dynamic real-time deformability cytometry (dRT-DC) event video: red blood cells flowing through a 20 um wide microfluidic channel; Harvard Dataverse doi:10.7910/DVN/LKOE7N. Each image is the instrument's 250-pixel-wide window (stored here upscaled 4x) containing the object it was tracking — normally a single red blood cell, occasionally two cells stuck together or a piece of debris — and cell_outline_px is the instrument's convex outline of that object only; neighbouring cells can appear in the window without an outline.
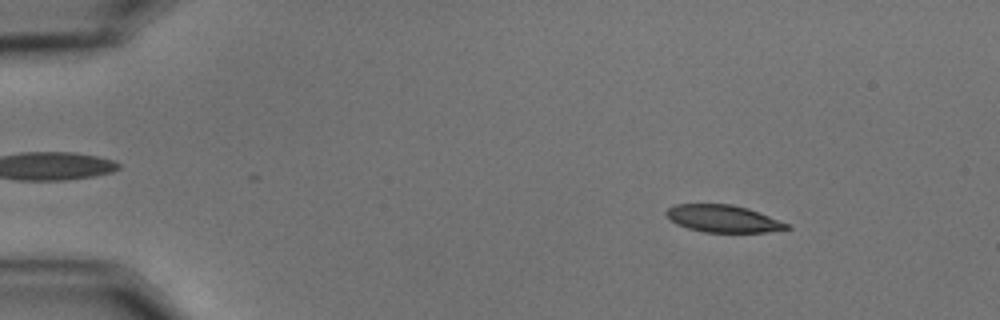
{"species": "common noctule bat (a hibernating species)", "species_latin": "Nyctalus noctula", "temperature_condition": "cold", "stored_images_in_passage": 59, "segment_of_instrument_passage": [1, 2], "camera_frame_rate_fps": 3000, "um_per_image_px": 0.085, "animal": {"sex": "male", "body_mass_g": 15.6}, "frame": {"image": 1, "passage_image": 8, "time_ms": 2.333, "image_size_px": [1000, 320], "cell_outline_px": [[792, 228], [768, 232], [704, 232], [688, 228], [676, 224], [664, 212], [668, 208], [676, 204], [732, 204], [748, 208], [788, 224]], "centroid_in_image_um": [61.45, 18.58], "position_along_channel_um": 23.5, "area_um2": 18.96}}
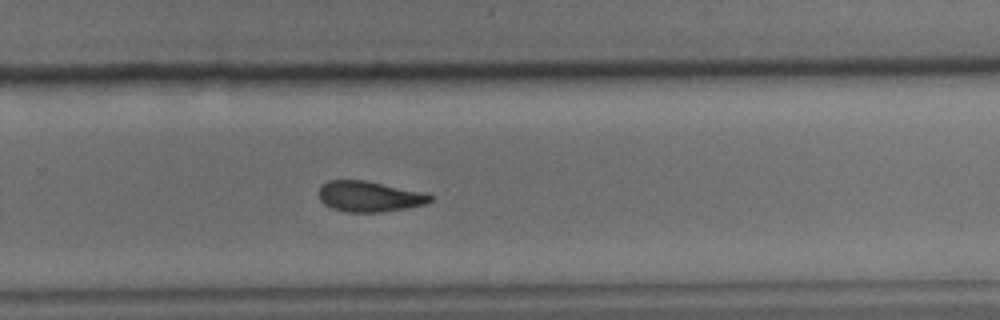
{"frame": {"image": 2, "passage_image": 39, "time_ms": 12.667, "image_size_px": [1000, 320], "cell_outline_px": [[432, 200], [424, 204], [408, 208], [380, 212], [348, 212], [332, 208], [324, 204], [320, 200], [320, 184], [328, 180], [364, 180], [416, 192], [432, 196]], "centroid_in_image_um": [31.3, 16.71], "position_along_channel_um": 298.5, "area_um2": 19.36}}
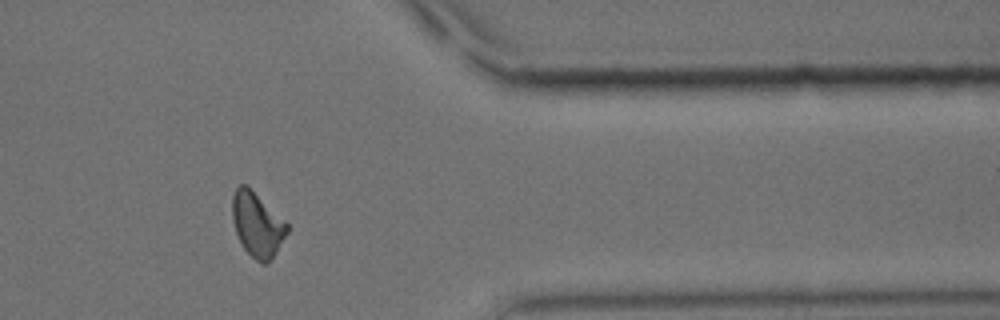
{"frame": {"image": 3, "passage_image": 48, "time_ms": 15.667, "image_size_px": [1000, 320], "cell_outline_px": [[288, 232], [272, 260], [268, 264], [260, 264], [244, 248], [236, 232], [232, 220], [232, 196], [236, 188], [240, 184], [244, 184], [288, 224]], "centroid_in_image_um": [21.86, 19.14], "position_along_channel_um": 389.5, "area_um2": 20.17}}